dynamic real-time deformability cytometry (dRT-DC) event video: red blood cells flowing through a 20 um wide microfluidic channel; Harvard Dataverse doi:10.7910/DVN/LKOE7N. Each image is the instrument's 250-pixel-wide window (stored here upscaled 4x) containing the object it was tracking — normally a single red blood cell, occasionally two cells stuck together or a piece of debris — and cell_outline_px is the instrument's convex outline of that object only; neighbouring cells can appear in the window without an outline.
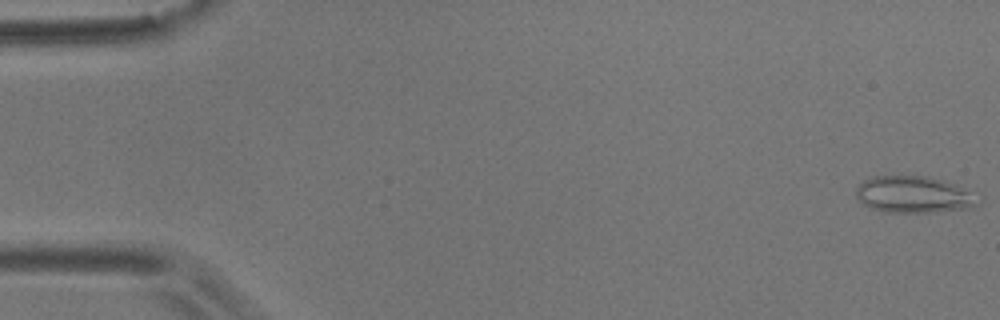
{"species": "common noctule bat (a hibernating species)", "species_latin": "Nyctalus noctula", "temperature_condition": "room temperature", "stored_images_in_passage": 6, "camera_frame_rate_fps": 3000, "um_per_image_px": 0.085, "animal": {"sex": "male", "body_mass_g": 17.9}, "frame": {"image": 1, "passage_image": 1, "time_ms": 0.0, "image_size_px": [1000, 320], "cell_outline_px": [[984, 200], [980, 204], [972, 208], [928, 212], [884, 212], [868, 208], [856, 196], [856, 188], [864, 180], [872, 176], [924, 176], [956, 184]], "centroid_in_image_um": [77.69, 16.55], "position_along_channel_um": 7.3, "area_um2": 26.18}}